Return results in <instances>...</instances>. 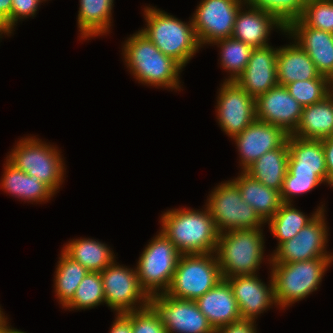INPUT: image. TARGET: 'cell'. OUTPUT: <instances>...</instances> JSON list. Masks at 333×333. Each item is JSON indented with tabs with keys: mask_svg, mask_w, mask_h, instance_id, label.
Returning a JSON list of instances; mask_svg holds the SVG:
<instances>
[{
	"mask_svg": "<svg viewBox=\"0 0 333 333\" xmlns=\"http://www.w3.org/2000/svg\"><path fill=\"white\" fill-rule=\"evenodd\" d=\"M109 333H132L131 312L116 314Z\"/></svg>",
	"mask_w": 333,
	"mask_h": 333,
	"instance_id": "cell-42",
	"label": "cell"
},
{
	"mask_svg": "<svg viewBox=\"0 0 333 333\" xmlns=\"http://www.w3.org/2000/svg\"><path fill=\"white\" fill-rule=\"evenodd\" d=\"M324 183L314 172L288 170L280 191L283 203H292L294 196L310 192Z\"/></svg>",
	"mask_w": 333,
	"mask_h": 333,
	"instance_id": "cell-36",
	"label": "cell"
},
{
	"mask_svg": "<svg viewBox=\"0 0 333 333\" xmlns=\"http://www.w3.org/2000/svg\"><path fill=\"white\" fill-rule=\"evenodd\" d=\"M245 6L248 10L242 6L236 16L233 38L256 48L270 45L268 40L271 30L279 29V31L285 32V27L271 14L249 5Z\"/></svg>",
	"mask_w": 333,
	"mask_h": 333,
	"instance_id": "cell-20",
	"label": "cell"
},
{
	"mask_svg": "<svg viewBox=\"0 0 333 333\" xmlns=\"http://www.w3.org/2000/svg\"><path fill=\"white\" fill-rule=\"evenodd\" d=\"M148 243L135 268L141 287L154 296L169 289L182 254L161 231Z\"/></svg>",
	"mask_w": 333,
	"mask_h": 333,
	"instance_id": "cell-8",
	"label": "cell"
},
{
	"mask_svg": "<svg viewBox=\"0 0 333 333\" xmlns=\"http://www.w3.org/2000/svg\"><path fill=\"white\" fill-rule=\"evenodd\" d=\"M132 333H167L160 316L149 304L131 312Z\"/></svg>",
	"mask_w": 333,
	"mask_h": 333,
	"instance_id": "cell-38",
	"label": "cell"
},
{
	"mask_svg": "<svg viewBox=\"0 0 333 333\" xmlns=\"http://www.w3.org/2000/svg\"><path fill=\"white\" fill-rule=\"evenodd\" d=\"M122 46V56L129 72L139 83L157 88L180 90V72L183 67L164 55L139 30L130 35Z\"/></svg>",
	"mask_w": 333,
	"mask_h": 333,
	"instance_id": "cell-1",
	"label": "cell"
},
{
	"mask_svg": "<svg viewBox=\"0 0 333 333\" xmlns=\"http://www.w3.org/2000/svg\"><path fill=\"white\" fill-rule=\"evenodd\" d=\"M325 207L319 206L309 217L300 210L294 208L292 203H283L279 210L270 218L268 223L270 232L278 240L277 248L284 242L293 238Z\"/></svg>",
	"mask_w": 333,
	"mask_h": 333,
	"instance_id": "cell-30",
	"label": "cell"
},
{
	"mask_svg": "<svg viewBox=\"0 0 333 333\" xmlns=\"http://www.w3.org/2000/svg\"><path fill=\"white\" fill-rule=\"evenodd\" d=\"M243 0H201L193 13V26L201 47L232 37Z\"/></svg>",
	"mask_w": 333,
	"mask_h": 333,
	"instance_id": "cell-12",
	"label": "cell"
},
{
	"mask_svg": "<svg viewBox=\"0 0 333 333\" xmlns=\"http://www.w3.org/2000/svg\"><path fill=\"white\" fill-rule=\"evenodd\" d=\"M12 0H0V26L11 35Z\"/></svg>",
	"mask_w": 333,
	"mask_h": 333,
	"instance_id": "cell-43",
	"label": "cell"
},
{
	"mask_svg": "<svg viewBox=\"0 0 333 333\" xmlns=\"http://www.w3.org/2000/svg\"><path fill=\"white\" fill-rule=\"evenodd\" d=\"M77 16L80 39L95 38L110 31L114 0H79Z\"/></svg>",
	"mask_w": 333,
	"mask_h": 333,
	"instance_id": "cell-29",
	"label": "cell"
},
{
	"mask_svg": "<svg viewBox=\"0 0 333 333\" xmlns=\"http://www.w3.org/2000/svg\"><path fill=\"white\" fill-rule=\"evenodd\" d=\"M206 206L219 233L238 229H261L266 225L256 211L242 200L240 190L232 180L217 185L209 198L207 196Z\"/></svg>",
	"mask_w": 333,
	"mask_h": 333,
	"instance_id": "cell-9",
	"label": "cell"
},
{
	"mask_svg": "<svg viewBox=\"0 0 333 333\" xmlns=\"http://www.w3.org/2000/svg\"><path fill=\"white\" fill-rule=\"evenodd\" d=\"M322 144L328 174V185L333 188V135L322 139Z\"/></svg>",
	"mask_w": 333,
	"mask_h": 333,
	"instance_id": "cell-41",
	"label": "cell"
},
{
	"mask_svg": "<svg viewBox=\"0 0 333 333\" xmlns=\"http://www.w3.org/2000/svg\"><path fill=\"white\" fill-rule=\"evenodd\" d=\"M287 141L288 170L314 172L324 183L328 184L322 140L301 139L289 135Z\"/></svg>",
	"mask_w": 333,
	"mask_h": 333,
	"instance_id": "cell-23",
	"label": "cell"
},
{
	"mask_svg": "<svg viewBox=\"0 0 333 333\" xmlns=\"http://www.w3.org/2000/svg\"><path fill=\"white\" fill-rule=\"evenodd\" d=\"M288 136L282 128L255 119L240 134L232 138L239 152L241 170L245 171L268 151L281 147Z\"/></svg>",
	"mask_w": 333,
	"mask_h": 333,
	"instance_id": "cell-16",
	"label": "cell"
},
{
	"mask_svg": "<svg viewBox=\"0 0 333 333\" xmlns=\"http://www.w3.org/2000/svg\"><path fill=\"white\" fill-rule=\"evenodd\" d=\"M57 263L54 292L59 304L64 308L73 299L77 287L89 271L62 250Z\"/></svg>",
	"mask_w": 333,
	"mask_h": 333,
	"instance_id": "cell-31",
	"label": "cell"
},
{
	"mask_svg": "<svg viewBox=\"0 0 333 333\" xmlns=\"http://www.w3.org/2000/svg\"><path fill=\"white\" fill-rule=\"evenodd\" d=\"M105 303L103 282L100 272H88L75 291L66 309H92Z\"/></svg>",
	"mask_w": 333,
	"mask_h": 333,
	"instance_id": "cell-33",
	"label": "cell"
},
{
	"mask_svg": "<svg viewBox=\"0 0 333 333\" xmlns=\"http://www.w3.org/2000/svg\"><path fill=\"white\" fill-rule=\"evenodd\" d=\"M220 50L221 67L228 71L229 76L224 81H235L248 65L253 47L244 42L229 37L214 42Z\"/></svg>",
	"mask_w": 333,
	"mask_h": 333,
	"instance_id": "cell-32",
	"label": "cell"
},
{
	"mask_svg": "<svg viewBox=\"0 0 333 333\" xmlns=\"http://www.w3.org/2000/svg\"><path fill=\"white\" fill-rule=\"evenodd\" d=\"M257 274L225 278L233 291L242 319H257L258 315L277 305L272 277L266 285Z\"/></svg>",
	"mask_w": 333,
	"mask_h": 333,
	"instance_id": "cell-17",
	"label": "cell"
},
{
	"mask_svg": "<svg viewBox=\"0 0 333 333\" xmlns=\"http://www.w3.org/2000/svg\"><path fill=\"white\" fill-rule=\"evenodd\" d=\"M222 279L215 253L182 254L165 293L173 298L196 301Z\"/></svg>",
	"mask_w": 333,
	"mask_h": 333,
	"instance_id": "cell-7",
	"label": "cell"
},
{
	"mask_svg": "<svg viewBox=\"0 0 333 333\" xmlns=\"http://www.w3.org/2000/svg\"><path fill=\"white\" fill-rule=\"evenodd\" d=\"M8 318L5 317V313H3L1 307H0V330L8 323Z\"/></svg>",
	"mask_w": 333,
	"mask_h": 333,
	"instance_id": "cell-45",
	"label": "cell"
},
{
	"mask_svg": "<svg viewBox=\"0 0 333 333\" xmlns=\"http://www.w3.org/2000/svg\"><path fill=\"white\" fill-rule=\"evenodd\" d=\"M190 208L169 209L161 215L160 231L181 254L215 253L219 238L210 211Z\"/></svg>",
	"mask_w": 333,
	"mask_h": 333,
	"instance_id": "cell-2",
	"label": "cell"
},
{
	"mask_svg": "<svg viewBox=\"0 0 333 333\" xmlns=\"http://www.w3.org/2000/svg\"><path fill=\"white\" fill-rule=\"evenodd\" d=\"M264 236L263 229L219 233L215 254L222 277L257 274L265 256Z\"/></svg>",
	"mask_w": 333,
	"mask_h": 333,
	"instance_id": "cell-5",
	"label": "cell"
},
{
	"mask_svg": "<svg viewBox=\"0 0 333 333\" xmlns=\"http://www.w3.org/2000/svg\"><path fill=\"white\" fill-rule=\"evenodd\" d=\"M255 323V320L240 319L217 329L215 333H258Z\"/></svg>",
	"mask_w": 333,
	"mask_h": 333,
	"instance_id": "cell-40",
	"label": "cell"
},
{
	"mask_svg": "<svg viewBox=\"0 0 333 333\" xmlns=\"http://www.w3.org/2000/svg\"><path fill=\"white\" fill-rule=\"evenodd\" d=\"M245 5L271 14L285 29L301 19L307 0H243Z\"/></svg>",
	"mask_w": 333,
	"mask_h": 333,
	"instance_id": "cell-34",
	"label": "cell"
},
{
	"mask_svg": "<svg viewBox=\"0 0 333 333\" xmlns=\"http://www.w3.org/2000/svg\"><path fill=\"white\" fill-rule=\"evenodd\" d=\"M270 277L277 308L290 307L316 291L321 285L323 276L333 262V258H315L292 263H270Z\"/></svg>",
	"mask_w": 333,
	"mask_h": 333,
	"instance_id": "cell-4",
	"label": "cell"
},
{
	"mask_svg": "<svg viewBox=\"0 0 333 333\" xmlns=\"http://www.w3.org/2000/svg\"><path fill=\"white\" fill-rule=\"evenodd\" d=\"M11 327V328H10ZM0 333H26L24 331L18 330L13 328L12 326H9L7 323L1 330Z\"/></svg>",
	"mask_w": 333,
	"mask_h": 333,
	"instance_id": "cell-44",
	"label": "cell"
},
{
	"mask_svg": "<svg viewBox=\"0 0 333 333\" xmlns=\"http://www.w3.org/2000/svg\"><path fill=\"white\" fill-rule=\"evenodd\" d=\"M62 251L89 272H101L115 260V253L107 244L90 238L68 241Z\"/></svg>",
	"mask_w": 333,
	"mask_h": 333,
	"instance_id": "cell-28",
	"label": "cell"
},
{
	"mask_svg": "<svg viewBox=\"0 0 333 333\" xmlns=\"http://www.w3.org/2000/svg\"><path fill=\"white\" fill-rule=\"evenodd\" d=\"M256 119L282 128L291 135L297 128L303 107L283 85H276L255 99Z\"/></svg>",
	"mask_w": 333,
	"mask_h": 333,
	"instance_id": "cell-15",
	"label": "cell"
},
{
	"mask_svg": "<svg viewBox=\"0 0 333 333\" xmlns=\"http://www.w3.org/2000/svg\"><path fill=\"white\" fill-rule=\"evenodd\" d=\"M277 53L278 47L270 45L253 48L248 65L235 82L255 99L278 85Z\"/></svg>",
	"mask_w": 333,
	"mask_h": 333,
	"instance_id": "cell-18",
	"label": "cell"
},
{
	"mask_svg": "<svg viewBox=\"0 0 333 333\" xmlns=\"http://www.w3.org/2000/svg\"><path fill=\"white\" fill-rule=\"evenodd\" d=\"M2 34L10 36L9 33L3 27L0 26V38H2Z\"/></svg>",
	"mask_w": 333,
	"mask_h": 333,
	"instance_id": "cell-47",
	"label": "cell"
},
{
	"mask_svg": "<svg viewBox=\"0 0 333 333\" xmlns=\"http://www.w3.org/2000/svg\"><path fill=\"white\" fill-rule=\"evenodd\" d=\"M285 87L302 107L318 103L331 94L328 79L300 80Z\"/></svg>",
	"mask_w": 333,
	"mask_h": 333,
	"instance_id": "cell-35",
	"label": "cell"
},
{
	"mask_svg": "<svg viewBox=\"0 0 333 333\" xmlns=\"http://www.w3.org/2000/svg\"><path fill=\"white\" fill-rule=\"evenodd\" d=\"M328 80H329V85H330L331 93H333V73H332V75L328 78Z\"/></svg>",
	"mask_w": 333,
	"mask_h": 333,
	"instance_id": "cell-46",
	"label": "cell"
},
{
	"mask_svg": "<svg viewBox=\"0 0 333 333\" xmlns=\"http://www.w3.org/2000/svg\"><path fill=\"white\" fill-rule=\"evenodd\" d=\"M232 181L238 186L242 200L249 204L265 223L283 204L280 191L265 186L245 171H241Z\"/></svg>",
	"mask_w": 333,
	"mask_h": 333,
	"instance_id": "cell-25",
	"label": "cell"
},
{
	"mask_svg": "<svg viewBox=\"0 0 333 333\" xmlns=\"http://www.w3.org/2000/svg\"><path fill=\"white\" fill-rule=\"evenodd\" d=\"M220 86L216 117L222 131L232 139L256 119L255 98L235 81H224Z\"/></svg>",
	"mask_w": 333,
	"mask_h": 333,
	"instance_id": "cell-14",
	"label": "cell"
},
{
	"mask_svg": "<svg viewBox=\"0 0 333 333\" xmlns=\"http://www.w3.org/2000/svg\"><path fill=\"white\" fill-rule=\"evenodd\" d=\"M325 210L301 229L293 238L282 243L271 254L270 263H292L315 258H333L327 249L328 227Z\"/></svg>",
	"mask_w": 333,
	"mask_h": 333,
	"instance_id": "cell-11",
	"label": "cell"
},
{
	"mask_svg": "<svg viewBox=\"0 0 333 333\" xmlns=\"http://www.w3.org/2000/svg\"><path fill=\"white\" fill-rule=\"evenodd\" d=\"M146 26L139 30L164 54L177 61L183 68L201 47L193 20L189 22L152 6H145Z\"/></svg>",
	"mask_w": 333,
	"mask_h": 333,
	"instance_id": "cell-3",
	"label": "cell"
},
{
	"mask_svg": "<svg viewBox=\"0 0 333 333\" xmlns=\"http://www.w3.org/2000/svg\"><path fill=\"white\" fill-rule=\"evenodd\" d=\"M301 20L311 28L333 33V0H307Z\"/></svg>",
	"mask_w": 333,
	"mask_h": 333,
	"instance_id": "cell-37",
	"label": "cell"
},
{
	"mask_svg": "<svg viewBox=\"0 0 333 333\" xmlns=\"http://www.w3.org/2000/svg\"><path fill=\"white\" fill-rule=\"evenodd\" d=\"M288 159L289 149L286 141L281 147L268 151L258 158L245 172L265 186L281 191L288 171Z\"/></svg>",
	"mask_w": 333,
	"mask_h": 333,
	"instance_id": "cell-27",
	"label": "cell"
},
{
	"mask_svg": "<svg viewBox=\"0 0 333 333\" xmlns=\"http://www.w3.org/2000/svg\"><path fill=\"white\" fill-rule=\"evenodd\" d=\"M4 164L1 189L13 197L29 202H48L56 193L35 176H30L16 168L7 159Z\"/></svg>",
	"mask_w": 333,
	"mask_h": 333,
	"instance_id": "cell-24",
	"label": "cell"
},
{
	"mask_svg": "<svg viewBox=\"0 0 333 333\" xmlns=\"http://www.w3.org/2000/svg\"><path fill=\"white\" fill-rule=\"evenodd\" d=\"M301 139L322 140L333 135V93L303 107L299 124L291 134Z\"/></svg>",
	"mask_w": 333,
	"mask_h": 333,
	"instance_id": "cell-26",
	"label": "cell"
},
{
	"mask_svg": "<svg viewBox=\"0 0 333 333\" xmlns=\"http://www.w3.org/2000/svg\"><path fill=\"white\" fill-rule=\"evenodd\" d=\"M167 333H215L196 301L173 298L166 293L150 296Z\"/></svg>",
	"mask_w": 333,
	"mask_h": 333,
	"instance_id": "cell-13",
	"label": "cell"
},
{
	"mask_svg": "<svg viewBox=\"0 0 333 333\" xmlns=\"http://www.w3.org/2000/svg\"><path fill=\"white\" fill-rule=\"evenodd\" d=\"M46 0H12L11 6V34L18 21L30 17L35 14L40 4ZM39 5V6H38Z\"/></svg>",
	"mask_w": 333,
	"mask_h": 333,
	"instance_id": "cell-39",
	"label": "cell"
},
{
	"mask_svg": "<svg viewBox=\"0 0 333 333\" xmlns=\"http://www.w3.org/2000/svg\"><path fill=\"white\" fill-rule=\"evenodd\" d=\"M196 303L215 331L242 319L232 288L225 278L198 298Z\"/></svg>",
	"mask_w": 333,
	"mask_h": 333,
	"instance_id": "cell-21",
	"label": "cell"
},
{
	"mask_svg": "<svg viewBox=\"0 0 333 333\" xmlns=\"http://www.w3.org/2000/svg\"><path fill=\"white\" fill-rule=\"evenodd\" d=\"M100 275L105 304L116 314L140 310L149 305L150 296L141 287L136 268H127L114 260Z\"/></svg>",
	"mask_w": 333,
	"mask_h": 333,
	"instance_id": "cell-10",
	"label": "cell"
},
{
	"mask_svg": "<svg viewBox=\"0 0 333 333\" xmlns=\"http://www.w3.org/2000/svg\"><path fill=\"white\" fill-rule=\"evenodd\" d=\"M276 67L278 84L283 86L300 80L328 79L295 41L278 48Z\"/></svg>",
	"mask_w": 333,
	"mask_h": 333,
	"instance_id": "cell-22",
	"label": "cell"
},
{
	"mask_svg": "<svg viewBox=\"0 0 333 333\" xmlns=\"http://www.w3.org/2000/svg\"><path fill=\"white\" fill-rule=\"evenodd\" d=\"M311 58L318 72L327 78L333 73V33L307 26L301 19L293 21L284 32Z\"/></svg>",
	"mask_w": 333,
	"mask_h": 333,
	"instance_id": "cell-19",
	"label": "cell"
},
{
	"mask_svg": "<svg viewBox=\"0 0 333 333\" xmlns=\"http://www.w3.org/2000/svg\"><path fill=\"white\" fill-rule=\"evenodd\" d=\"M61 152L50 143L36 136H28L17 142L6 159L16 168L48 185L55 193L65 177V163Z\"/></svg>",
	"mask_w": 333,
	"mask_h": 333,
	"instance_id": "cell-6",
	"label": "cell"
}]
</instances>
